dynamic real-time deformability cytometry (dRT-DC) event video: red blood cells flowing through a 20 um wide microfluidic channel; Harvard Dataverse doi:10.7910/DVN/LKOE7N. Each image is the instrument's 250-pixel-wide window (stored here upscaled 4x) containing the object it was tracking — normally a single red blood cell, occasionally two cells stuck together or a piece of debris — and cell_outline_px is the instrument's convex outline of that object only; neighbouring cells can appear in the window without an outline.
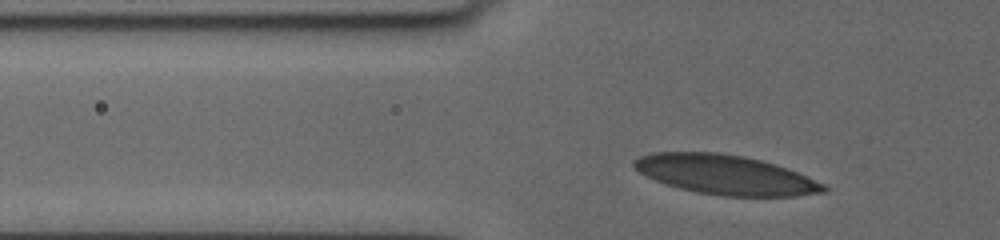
{"species": "human", "species_latin": "Homo sapiens", "temperature_condition": "cold", "stored_images_in_passage": 26, "camera_frame_rate_fps": 3000, "um_per_image_px": 0.085, "donor": {"sex": "female"}, "frame": {"image": 1, "passage_image": 10, "time_ms": 3.333, "image_size_px": [1000, 240], "cell_outline_px": [[828, 188], [824, 192], [796, 196], [720, 196], [696, 192], [680, 188], [656, 180], [640, 172], [632, 164], [632, 160], [640, 156], [652, 152], [720, 152], [744, 156], [776, 164], [788, 168], [824, 184]], "centroid_in_image_um": [61.67, 14.84], "position_along_channel_um": 64.1, "area_um2": 43.52}}
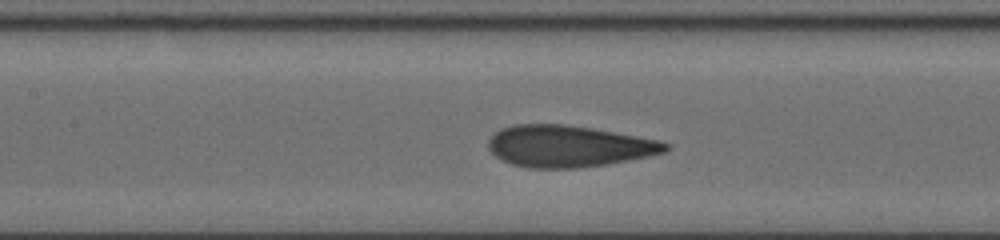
{"frame": {"image": 2, "passage_image": 18, "time_ms": 6.333, "image_size_px": [1000, 240], "cell_outline_px": [[672, 148], [664, 152], [648, 156], [608, 164], [580, 168], [528, 168], [512, 164], [496, 156], [488, 148], [488, 140], [496, 132], [512, 124], [564, 124], [592, 128], [660, 140], [672, 144]], "centroid_in_image_um": [48.37, 12.43], "position_along_channel_um": 159.0, "area_um2": 43.0}}
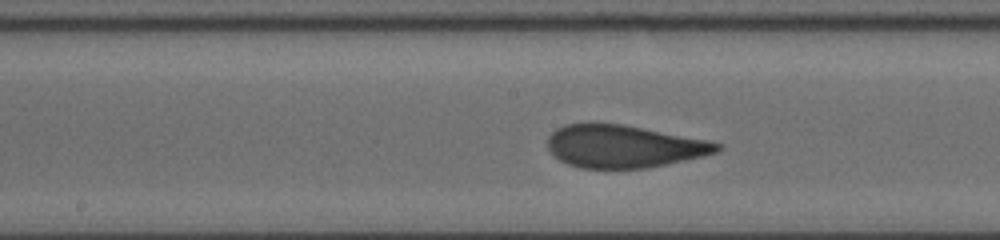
{"frame": {"image": 3, "passage_image": 25, "time_ms": 7.333, "image_size_px": [1000, 240], "cell_outline_px": [[724, 148], [720, 152], [704, 156], [644, 168], [580, 168], [568, 164], [560, 160], [548, 148], [548, 136], [556, 128], [564, 124], [592, 120], [624, 124], [708, 140], [720, 144]], "centroid_in_image_um": [52.99, 12.4], "position_along_channel_um": 195.2, "area_um2": 42.71}}